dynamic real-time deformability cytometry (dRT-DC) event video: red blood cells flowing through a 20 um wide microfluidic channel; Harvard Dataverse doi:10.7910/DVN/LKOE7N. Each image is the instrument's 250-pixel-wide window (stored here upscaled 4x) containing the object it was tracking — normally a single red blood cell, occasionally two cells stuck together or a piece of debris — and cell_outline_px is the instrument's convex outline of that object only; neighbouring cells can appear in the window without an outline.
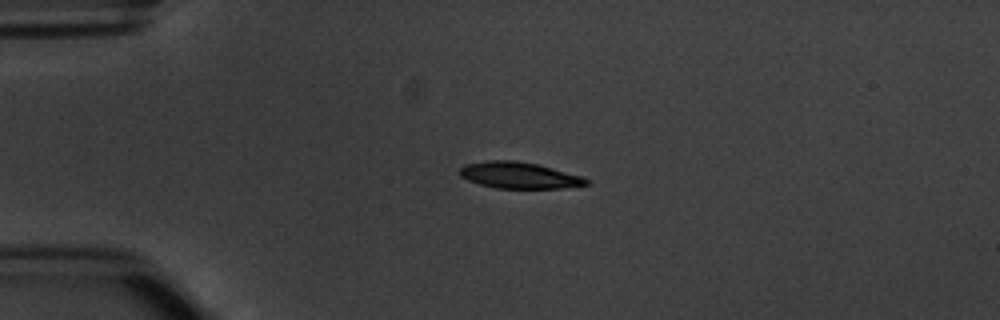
{"species": "common noctule bat (a hibernating species)", "species_latin": "Nyctalus noctula", "temperature_condition": "warm", "stored_images_in_passage": 6, "camera_frame_rate_fps": 3000, "um_per_image_px": 0.085, "animal": {"sex": "male", "body_mass_g": 20.1, "forearm_length_mm": 53.5}, "frame": {"image": 1, "passage_image": 4, "time_ms": 3.667, "image_size_px": [1000, 320], "cell_outline_px": [[592, 184], [560, 188], [496, 188], [480, 184], [468, 180], [460, 176], [460, 168], [464, 164], [488, 160], [512, 160], [536, 164], [584, 176]], "centroid_in_image_um": [44.14, 14.9], "position_along_channel_um": 40.9, "area_um2": 19.42}}